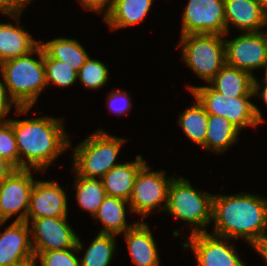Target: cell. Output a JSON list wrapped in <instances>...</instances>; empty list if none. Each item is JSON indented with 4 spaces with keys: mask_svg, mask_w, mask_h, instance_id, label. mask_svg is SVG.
<instances>
[{
    "mask_svg": "<svg viewBox=\"0 0 267 266\" xmlns=\"http://www.w3.org/2000/svg\"><path fill=\"white\" fill-rule=\"evenodd\" d=\"M212 219V234L228 240L244 237L252 245L267 233V200L249 193L214 195Z\"/></svg>",
    "mask_w": 267,
    "mask_h": 266,
    "instance_id": "cell-1",
    "label": "cell"
},
{
    "mask_svg": "<svg viewBox=\"0 0 267 266\" xmlns=\"http://www.w3.org/2000/svg\"><path fill=\"white\" fill-rule=\"evenodd\" d=\"M8 122L13 127L20 169L46 170L61 152L70 147L60 119L40 117Z\"/></svg>",
    "mask_w": 267,
    "mask_h": 266,
    "instance_id": "cell-2",
    "label": "cell"
},
{
    "mask_svg": "<svg viewBox=\"0 0 267 266\" xmlns=\"http://www.w3.org/2000/svg\"><path fill=\"white\" fill-rule=\"evenodd\" d=\"M33 53H37L38 60L30 57ZM0 68L9 96L20 107H32L47 86L42 46L39 44L26 55L1 62Z\"/></svg>",
    "mask_w": 267,
    "mask_h": 266,
    "instance_id": "cell-3",
    "label": "cell"
},
{
    "mask_svg": "<svg viewBox=\"0 0 267 266\" xmlns=\"http://www.w3.org/2000/svg\"><path fill=\"white\" fill-rule=\"evenodd\" d=\"M214 195L201 192L184 178H173L169 186L168 213L191 224L192 234L208 232L204 227L212 220Z\"/></svg>",
    "mask_w": 267,
    "mask_h": 266,
    "instance_id": "cell-4",
    "label": "cell"
},
{
    "mask_svg": "<svg viewBox=\"0 0 267 266\" xmlns=\"http://www.w3.org/2000/svg\"><path fill=\"white\" fill-rule=\"evenodd\" d=\"M125 139L114 137L102 129L94 132L85 141L74 148V170L77 175L100 179L114 166L117 155Z\"/></svg>",
    "mask_w": 267,
    "mask_h": 266,
    "instance_id": "cell-5",
    "label": "cell"
},
{
    "mask_svg": "<svg viewBox=\"0 0 267 266\" xmlns=\"http://www.w3.org/2000/svg\"><path fill=\"white\" fill-rule=\"evenodd\" d=\"M219 34L182 35L179 46L183 60L203 80L209 82L226 64L225 42Z\"/></svg>",
    "mask_w": 267,
    "mask_h": 266,
    "instance_id": "cell-6",
    "label": "cell"
},
{
    "mask_svg": "<svg viewBox=\"0 0 267 266\" xmlns=\"http://www.w3.org/2000/svg\"><path fill=\"white\" fill-rule=\"evenodd\" d=\"M193 96L208 114L219 115L239 130L245 126H257L263 121L260 110L249 99L251 96L228 97L214 91L209 86H189Z\"/></svg>",
    "mask_w": 267,
    "mask_h": 266,
    "instance_id": "cell-7",
    "label": "cell"
},
{
    "mask_svg": "<svg viewBox=\"0 0 267 266\" xmlns=\"http://www.w3.org/2000/svg\"><path fill=\"white\" fill-rule=\"evenodd\" d=\"M149 170L147 164L139 170L128 200L130 211L141 213L142 219L148 216L155 207L166 210L169 186L174 178H165L164 171L150 172ZM165 200L162 208L161 203Z\"/></svg>",
    "mask_w": 267,
    "mask_h": 266,
    "instance_id": "cell-8",
    "label": "cell"
},
{
    "mask_svg": "<svg viewBox=\"0 0 267 266\" xmlns=\"http://www.w3.org/2000/svg\"><path fill=\"white\" fill-rule=\"evenodd\" d=\"M226 36L224 0H189L182 18V35Z\"/></svg>",
    "mask_w": 267,
    "mask_h": 266,
    "instance_id": "cell-9",
    "label": "cell"
},
{
    "mask_svg": "<svg viewBox=\"0 0 267 266\" xmlns=\"http://www.w3.org/2000/svg\"><path fill=\"white\" fill-rule=\"evenodd\" d=\"M29 219L32 220L33 252L67 250L76 246L78 236L67 223V217L27 218L28 223Z\"/></svg>",
    "mask_w": 267,
    "mask_h": 266,
    "instance_id": "cell-10",
    "label": "cell"
},
{
    "mask_svg": "<svg viewBox=\"0 0 267 266\" xmlns=\"http://www.w3.org/2000/svg\"><path fill=\"white\" fill-rule=\"evenodd\" d=\"M226 64L251 74L267 59V32H245L233 40H224Z\"/></svg>",
    "mask_w": 267,
    "mask_h": 266,
    "instance_id": "cell-11",
    "label": "cell"
},
{
    "mask_svg": "<svg viewBox=\"0 0 267 266\" xmlns=\"http://www.w3.org/2000/svg\"><path fill=\"white\" fill-rule=\"evenodd\" d=\"M30 169H17L0 182V222L19 212L15 221H26L30 194L34 185Z\"/></svg>",
    "mask_w": 267,
    "mask_h": 266,
    "instance_id": "cell-12",
    "label": "cell"
},
{
    "mask_svg": "<svg viewBox=\"0 0 267 266\" xmlns=\"http://www.w3.org/2000/svg\"><path fill=\"white\" fill-rule=\"evenodd\" d=\"M227 239L208 232L196 233L190 235V241L183 247L193 249L200 266H245Z\"/></svg>",
    "mask_w": 267,
    "mask_h": 266,
    "instance_id": "cell-13",
    "label": "cell"
},
{
    "mask_svg": "<svg viewBox=\"0 0 267 266\" xmlns=\"http://www.w3.org/2000/svg\"><path fill=\"white\" fill-rule=\"evenodd\" d=\"M57 182L35 181L27 218L67 217V198Z\"/></svg>",
    "mask_w": 267,
    "mask_h": 266,
    "instance_id": "cell-14",
    "label": "cell"
},
{
    "mask_svg": "<svg viewBox=\"0 0 267 266\" xmlns=\"http://www.w3.org/2000/svg\"><path fill=\"white\" fill-rule=\"evenodd\" d=\"M29 225L26 221H13L0 234V266L18 265L35 257Z\"/></svg>",
    "mask_w": 267,
    "mask_h": 266,
    "instance_id": "cell-15",
    "label": "cell"
},
{
    "mask_svg": "<svg viewBox=\"0 0 267 266\" xmlns=\"http://www.w3.org/2000/svg\"><path fill=\"white\" fill-rule=\"evenodd\" d=\"M226 34L229 23L245 32H259L267 25V11L255 0H224Z\"/></svg>",
    "mask_w": 267,
    "mask_h": 266,
    "instance_id": "cell-16",
    "label": "cell"
},
{
    "mask_svg": "<svg viewBox=\"0 0 267 266\" xmlns=\"http://www.w3.org/2000/svg\"><path fill=\"white\" fill-rule=\"evenodd\" d=\"M129 254L136 266H159V255L147 223H136L125 233Z\"/></svg>",
    "mask_w": 267,
    "mask_h": 266,
    "instance_id": "cell-17",
    "label": "cell"
},
{
    "mask_svg": "<svg viewBox=\"0 0 267 266\" xmlns=\"http://www.w3.org/2000/svg\"><path fill=\"white\" fill-rule=\"evenodd\" d=\"M145 164L142 156L137 155L136 161L114 166L101 178L106 195L128 201L136 175Z\"/></svg>",
    "mask_w": 267,
    "mask_h": 266,
    "instance_id": "cell-18",
    "label": "cell"
},
{
    "mask_svg": "<svg viewBox=\"0 0 267 266\" xmlns=\"http://www.w3.org/2000/svg\"><path fill=\"white\" fill-rule=\"evenodd\" d=\"M254 75L225 64L208 82L214 91L228 97L255 96Z\"/></svg>",
    "mask_w": 267,
    "mask_h": 266,
    "instance_id": "cell-19",
    "label": "cell"
},
{
    "mask_svg": "<svg viewBox=\"0 0 267 266\" xmlns=\"http://www.w3.org/2000/svg\"><path fill=\"white\" fill-rule=\"evenodd\" d=\"M0 23V63L32 52L40 41L32 39L24 27Z\"/></svg>",
    "mask_w": 267,
    "mask_h": 266,
    "instance_id": "cell-20",
    "label": "cell"
},
{
    "mask_svg": "<svg viewBox=\"0 0 267 266\" xmlns=\"http://www.w3.org/2000/svg\"><path fill=\"white\" fill-rule=\"evenodd\" d=\"M153 0H113L110 11L104 16L113 30L142 22Z\"/></svg>",
    "mask_w": 267,
    "mask_h": 266,
    "instance_id": "cell-21",
    "label": "cell"
},
{
    "mask_svg": "<svg viewBox=\"0 0 267 266\" xmlns=\"http://www.w3.org/2000/svg\"><path fill=\"white\" fill-rule=\"evenodd\" d=\"M128 201L106 196L98 208L97 213L93 216L94 219H100L103 223V229L99 233L118 235L132 228L136 223L128 225L126 222V207Z\"/></svg>",
    "mask_w": 267,
    "mask_h": 266,
    "instance_id": "cell-22",
    "label": "cell"
},
{
    "mask_svg": "<svg viewBox=\"0 0 267 266\" xmlns=\"http://www.w3.org/2000/svg\"><path fill=\"white\" fill-rule=\"evenodd\" d=\"M40 45L50 58L64 62L76 72H79L80 68L89 59L87 52L77 40L56 38L47 43L40 41Z\"/></svg>",
    "mask_w": 267,
    "mask_h": 266,
    "instance_id": "cell-23",
    "label": "cell"
},
{
    "mask_svg": "<svg viewBox=\"0 0 267 266\" xmlns=\"http://www.w3.org/2000/svg\"><path fill=\"white\" fill-rule=\"evenodd\" d=\"M240 130L226 118L208 114L207 135L204 148L216 153L225 152L236 142Z\"/></svg>",
    "mask_w": 267,
    "mask_h": 266,
    "instance_id": "cell-24",
    "label": "cell"
},
{
    "mask_svg": "<svg viewBox=\"0 0 267 266\" xmlns=\"http://www.w3.org/2000/svg\"><path fill=\"white\" fill-rule=\"evenodd\" d=\"M180 114L179 124L187 137L202 146L207 135L208 113L198 100Z\"/></svg>",
    "mask_w": 267,
    "mask_h": 266,
    "instance_id": "cell-25",
    "label": "cell"
},
{
    "mask_svg": "<svg viewBox=\"0 0 267 266\" xmlns=\"http://www.w3.org/2000/svg\"><path fill=\"white\" fill-rule=\"evenodd\" d=\"M76 197L79 205L93 216L107 196L102 180L96 178H86L76 174Z\"/></svg>",
    "mask_w": 267,
    "mask_h": 266,
    "instance_id": "cell-26",
    "label": "cell"
},
{
    "mask_svg": "<svg viewBox=\"0 0 267 266\" xmlns=\"http://www.w3.org/2000/svg\"><path fill=\"white\" fill-rule=\"evenodd\" d=\"M114 236L116 235L98 233L80 259L81 266H109L116 246Z\"/></svg>",
    "mask_w": 267,
    "mask_h": 266,
    "instance_id": "cell-27",
    "label": "cell"
},
{
    "mask_svg": "<svg viewBox=\"0 0 267 266\" xmlns=\"http://www.w3.org/2000/svg\"><path fill=\"white\" fill-rule=\"evenodd\" d=\"M44 66L46 74V84L52 82L56 86L68 87L75 83L78 79V72L71 66L57 59L50 58L44 52Z\"/></svg>",
    "mask_w": 267,
    "mask_h": 266,
    "instance_id": "cell-28",
    "label": "cell"
},
{
    "mask_svg": "<svg viewBox=\"0 0 267 266\" xmlns=\"http://www.w3.org/2000/svg\"><path fill=\"white\" fill-rule=\"evenodd\" d=\"M108 68L99 60L89 59L78 72L80 82L90 89H98L105 85L108 80Z\"/></svg>",
    "mask_w": 267,
    "mask_h": 266,
    "instance_id": "cell-29",
    "label": "cell"
},
{
    "mask_svg": "<svg viewBox=\"0 0 267 266\" xmlns=\"http://www.w3.org/2000/svg\"><path fill=\"white\" fill-rule=\"evenodd\" d=\"M82 247L83 244L78 237L74 248L48 252H34V255L35 259H39L40 266H81L79 259L73 254V251L82 250Z\"/></svg>",
    "mask_w": 267,
    "mask_h": 266,
    "instance_id": "cell-30",
    "label": "cell"
},
{
    "mask_svg": "<svg viewBox=\"0 0 267 266\" xmlns=\"http://www.w3.org/2000/svg\"><path fill=\"white\" fill-rule=\"evenodd\" d=\"M0 157L20 169V157L12 125L8 120L0 119Z\"/></svg>",
    "mask_w": 267,
    "mask_h": 266,
    "instance_id": "cell-31",
    "label": "cell"
},
{
    "mask_svg": "<svg viewBox=\"0 0 267 266\" xmlns=\"http://www.w3.org/2000/svg\"><path fill=\"white\" fill-rule=\"evenodd\" d=\"M108 104L110 110L118 114H125L131 107L129 95L126 92L115 89L109 94ZM119 100V101H118ZM121 100V101H120ZM118 105V106H115Z\"/></svg>",
    "mask_w": 267,
    "mask_h": 266,
    "instance_id": "cell-32",
    "label": "cell"
},
{
    "mask_svg": "<svg viewBox=\"0 0 267 266\" xmlns=\"http://www.w3.org/2000/svg\"><path fill=\"white\" fill-rule=\"evenodd\" d=\"M2 82L3 81H0V119L7 116L12 104H15L18 113L23 114L28 112L31 107H20L11 96H8L9 92L7 86L5 82Z\"/></svg>",
    "mask_w": 267,
    "mask_h": 266,
    "instance_id": "cell-33",
    "label": "cell"
},
{
    "mask_svg": "<svg viewBox=\"0 0 267 266\" xmlns=\"http://www.w3.org/2000/svg\"><path fill=\"white\" fill-rule=\"evenodd\" d=\"M79 1L84 6L85 9L93 10L98 13H101L102 10L104 12L105 10L104 15H106L110 11L113 3V0H79ZM106 5L107 7H105Z\"/></svg>",
    "mask_w": 267,
    "mask_h": 266,
    "instance_id": "cell-34",
    "label": "cell"
},
{
    "mask_svg": "<svg viewBox=\"0 0 267 266\" xmlns=\"http://www.w3.org/2000/svg\"><path fill=\"white\" fill-rule=\"evenodd\" d=\"M17 168L8 160L0 157V182L10 177Z\"/></svg>",
    "mask_w": 267,
    "mask_h": 266,
    "instance_id": "cell-35",
    "label": "cell"
},
{
    "mask_svg": "<svg viewBox=\"0 0 267 266\" xmlns=\"http://www.w3.org/2000/svg\"><path fill=\"white\" fill-rule=\"evenodd\" d=\"M252 247H254L256 252L265 259L267 264V234H264L261 238L256 240L252 244Z\"/></svg>",
    "mask_w": 267,
    "mask_h": 266,
    "instance_id": "cell-36",
    "label": "cell"
},
{
    "mask_svg": "<svg viewBox=\"0 0 267 266\" xmlns=\"http://www.w3.org/2000/svg\"><path fill=\"white\" fill-rule=\"evenodd\" d=\"M0 12L19 20L22 12L16 13L4 0H0Z\"/></svg>",
    "mask_w": 267,
    "mask_h": 266,
    "instance_id": "cell-37",
    "label": "cell"
},
{
    "mask_svg": "<svg viewBox=\"0 0 267 266\" xmlns=\"http://www.w3.org/2000/svg\"><path fill=\"white\" fill-rule=\"evenodd\" d=\"M16 13L22 12L26 4L31 0H4Z\"/></svg>",
    "mask_w": 267,
    "mask_h": 266,
    "instance_id": "cell-38",
    "label": "cell"
},
{
    "mask_svg": "<svg viewBox=\"0 0 267 266\" xmlns=\"http://www.w3.org/2000/svg\"><path fill=\"white\" fill-rule=\"evenodd\" d=\"M265 84L263 91L259 94L260 84L256 78H254V95L258 94V97H262L265 104L267 105V82H263Z\"/></svg>",
    "mask_w": 267,
    "mask_h": 266,
    "instance_id": "cell-39",
    "label": "cell"
},
{
    "mask_svg": "<svg viewBox=\"0 0 267 266\" xmlns=\"http://www.w3.org/2000/svg\"><path fill=\"white\" fill-rule=\"evenodd\" d=\"M14 266H36V259L35 257L34 258H31L23 263H20L18 265H14Z\"/></svg>",
    "mask_w": 267,
    "mask_h": 266,
    "instance_id": "cell-40",
    "label": "cell"
},
{
    "mask_svg": "<svg viewBox=\"0 0 267 266\" xmlns=\"http://www.w3.org/2000/svg\"><path fill=\"white\" fill-rule=\"evenodd\" d=\"M265 11H267V0H255Z\"/></svg>",
    "mask_w": 267,
    "mask_h": 266,
    "instance_id": "cell-41",
    "label": "cell"
},
{
    "mask_svg": "<svg viewBox=\"0 0 267 266\" xmlns=\"http://www.w3.org/2000/svg\"><path fill=\"white\" fill-rule=\"evenodd\" d=\"M265 68V77L263 78V82H267V59L265 60V62L262 65V68Z\"/></svg>",
    "mask_w": 267,
    "mask_h": 266,
    "instance_id": "cell-42",
    "label": "cell"
}]
</instances>
